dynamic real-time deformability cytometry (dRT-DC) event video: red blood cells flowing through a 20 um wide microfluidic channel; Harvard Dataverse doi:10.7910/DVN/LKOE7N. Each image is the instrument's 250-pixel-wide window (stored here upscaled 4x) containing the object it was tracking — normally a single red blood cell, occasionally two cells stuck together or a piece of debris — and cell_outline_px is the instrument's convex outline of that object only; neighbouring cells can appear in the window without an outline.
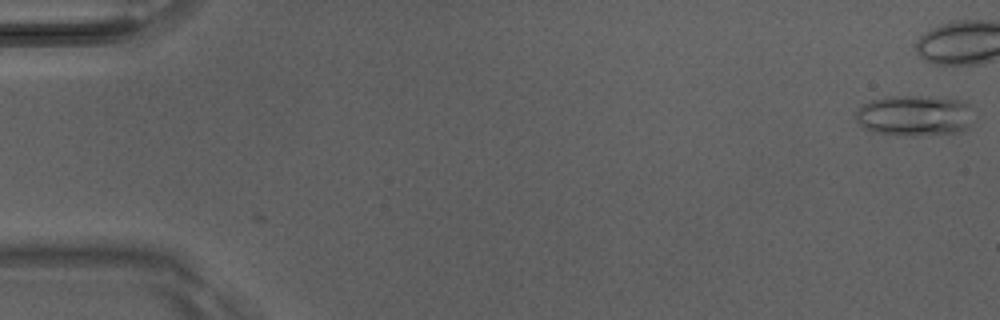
{"species": "Egyptian fruit bat (a non-hibernating species)", "species_latin": "Rousettus aegyptiacus", "temperature_condition": "room temperature", "stored_images_in_passage": 2, "camera_frame_rate_fps": 3000, "um_per_image_px": 0.085, "animal": {"sex": "male"}, "frame": {"image": 1, "passage_image": 1, "time_ms": 0.0, "image_size_px": [1000, 320], "cell_outline_px": [[972, 124], [964, 132], [912, 136], [876, 132], [864, 128], [856, 120], [856, 112], [864, 104], [872, 100], [888, 96], [928, 96], [964, 100], [968, 104]], "centroid_in_image_um": [77.78, 9.82], "position_along_channel_um": 7.2, "area_um2": 28.09}}